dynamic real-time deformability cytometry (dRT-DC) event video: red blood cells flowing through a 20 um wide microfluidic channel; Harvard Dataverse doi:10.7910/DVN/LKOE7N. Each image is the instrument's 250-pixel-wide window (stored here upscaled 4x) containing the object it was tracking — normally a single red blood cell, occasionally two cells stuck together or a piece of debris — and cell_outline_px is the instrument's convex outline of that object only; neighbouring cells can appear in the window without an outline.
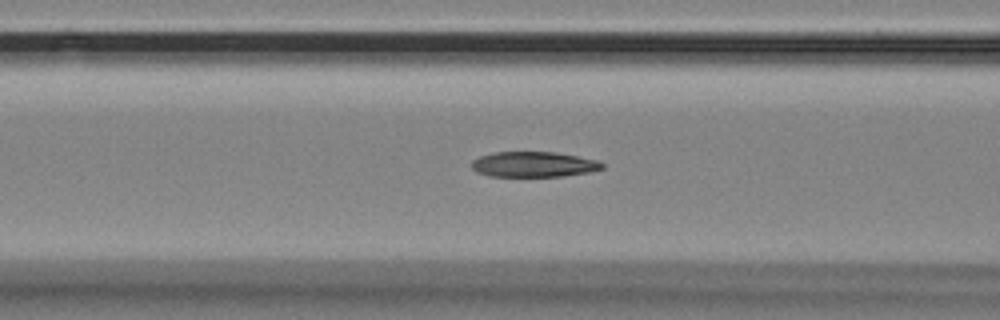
{"species": "Egyptian fruit bat (a non-hibernating species)", "species_latin": "Rousettus aegyptiacus", "temperature_condition": "room temperature", "stored_images_in_passage": 47, "camera_frame_rate_fps": 3000, "um_per_image_px": 0.085, "animal": {"sex": "female"}, "frame": {"image": 1, "passage_image": 13, "time_ms": 4.0, "image_size_px": [1000, 320], "cell_outline_px": [[604, 168], [588, 172], [564, 176], [488, 176], [476, 172], [472, 168], [472, 160], [480, 156], [496, 152], [556, 152], [596, 160], [604, 164]], "centroid_in_image_um": [45.34, 13.97], "position_along_channel_um": 121.3, "area_um2": 19.19}}
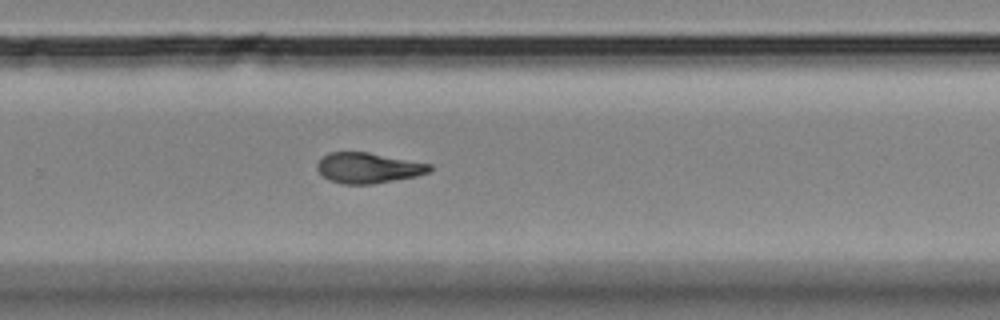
{"frame": {"image": 2, "passage_image": 28, "time_ms": 9.0, "image_size_px": [1000, 320], "cell_outline_px": [[432, 168], [428, 172], [416, 176], [372, 184], [344, 184], [328, 180], [316, 168], [316, 164], [328, 152], [368, 152], [432, 164]], "centroid_in_image_um": [31.29, 14.27], "position_along_channel_um": 298.5, "area_um2": 19.88}}
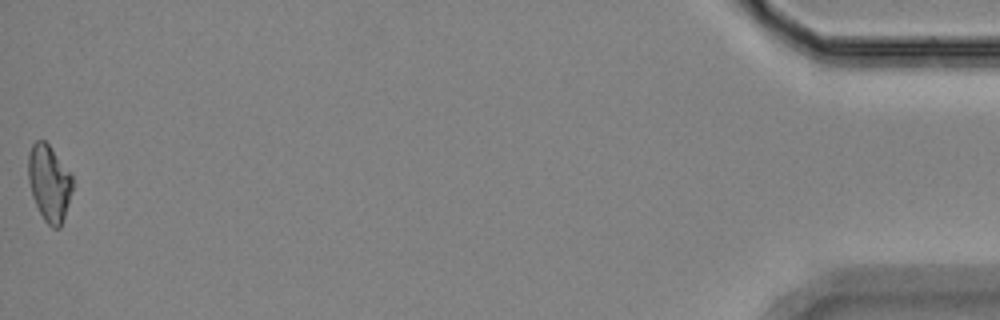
{"frame": {"image": 3, "passage_image": 47, "time_ms": 15.333, "image_size_px": [1000, 320], "cell_outline_px": [[72, 192], [60, 228], [52, 228], [44, 220], [32, 196], [28, 180], [28, 152], [32, 144], [36, 140], [44, 140], [48, 144], [72, 172]], "centroid_in_image_um": [4.18, 15.53], "position_along_channel_um": 431.0, "area_um2": 19.83}, "authors_computed_cell_mechanics": {"area_um2": 19.941, "velocity_mm_per_s": 3.5555, "shape_relaxation_time_tau1_ms": null, "shape_relaxation_time_tau2_ms": 5.16, "deformation_change_tau1": null, "deformation_change_tau2": 0.1121}}